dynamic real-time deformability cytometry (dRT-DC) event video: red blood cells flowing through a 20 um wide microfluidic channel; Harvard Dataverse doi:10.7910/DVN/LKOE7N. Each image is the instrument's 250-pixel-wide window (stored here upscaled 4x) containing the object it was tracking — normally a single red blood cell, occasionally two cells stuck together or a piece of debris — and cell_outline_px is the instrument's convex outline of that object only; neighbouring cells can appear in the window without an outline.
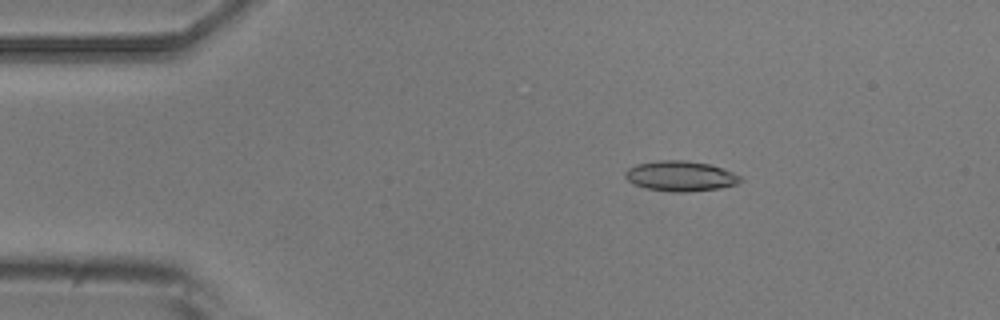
{"species": "common noctule bat (a hibernating species)", "species_latin": "Nyctalus noctula", "temperature_condition": "room temperature", "stored_images_in_passage": 5, "camera_frame_rate_fps": 3000, "um_per_image_px": 0.085, "animal": {"sex": "male", "body_mass_g": 20.5, "forearm_length_mm": 52.5}, "frame": {"image": 1, "passage_image": 3, "time_ms": 2.667, "image_size_px": [1000, 320], "cell_outline_px": [[744, 180], [736, 184], [716, 188], [688, 192], [672, 192], [644, 188], [628, 180], [624, 176], [624, 172], [628, 168], [636, 164], [660, 160], [684, 160], [708, 164], [732, 172], [740, 176]], "centroid_in_image_um": [57.8, 14.96], "position_along_channel_um": 27.2, "area_um2": 20.11}}